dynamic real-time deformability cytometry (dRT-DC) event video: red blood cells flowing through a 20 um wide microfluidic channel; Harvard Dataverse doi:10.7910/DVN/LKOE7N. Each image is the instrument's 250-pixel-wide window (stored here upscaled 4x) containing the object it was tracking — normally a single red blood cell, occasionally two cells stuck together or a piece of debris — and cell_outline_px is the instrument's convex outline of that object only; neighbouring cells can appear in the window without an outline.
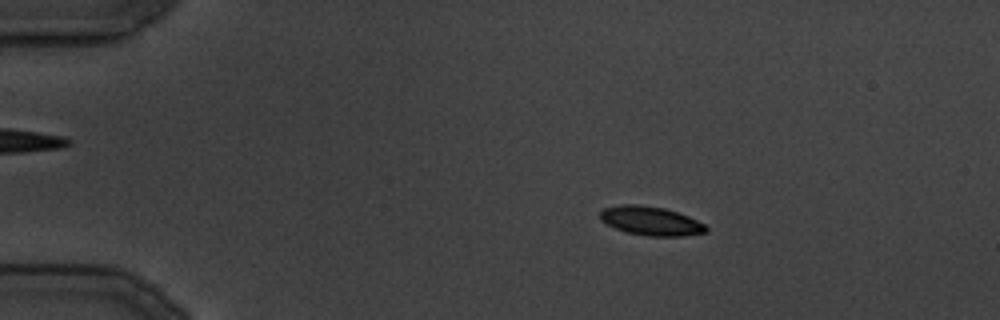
{"species": "common noctule bat (a hibernating species)", "species_latin": "Nyctalus noctula", "temperature_condition": "cold", "stored_images_in_passage": 18, "camera_frame_rate_fps": 3000, "um_per_image_px": 0.085, "animal": {"sex": "male", "body_mass_g": 19.5, "forearm_length_mm": 54.6}, "frame": {"image": 1, "passage_image": 7, "time_ms": 7.667, "image_size_px": [1000, 320], "cell_outline_px": [[708, 232], [684, 236], [648, 236], [624, 232], [600, 220], [600, 212], [604, 208], [620, 204], [640, 204], [664, 208], [688, 216], [704, 224], [708, 228]], "centroid_in_image_um": [55.32, 18.78], "position_along_channel_um": 29.7, "area_um2": 17.92}}
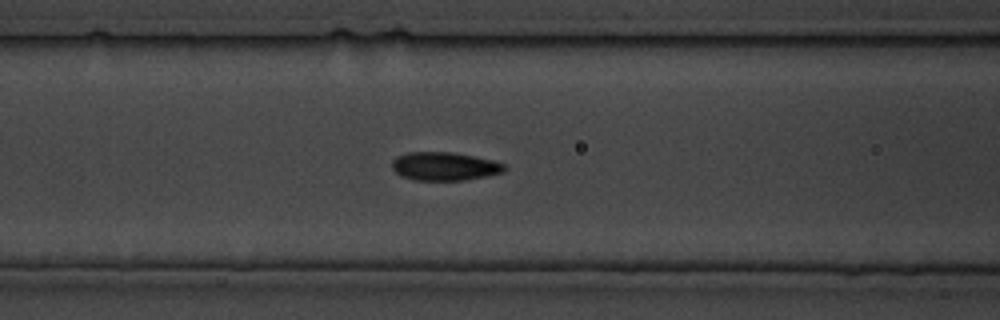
{"frame": {"image": 2, "passage_image": 15, "time_ms": 18.0, "image_size_px": [1000, 320], "cell_outline_px": [[508, 168], [504, 172], [464, 180], [416, 180], [400, 176], [392, 168], [392, 160], [396, 156], [408, 152], [452, 152], [492, 160], [504, 164]], "centroid_in_image_um": [37.76, 14.13], "position_along_channel_um": 128.8, "area_um2": 18.55}}
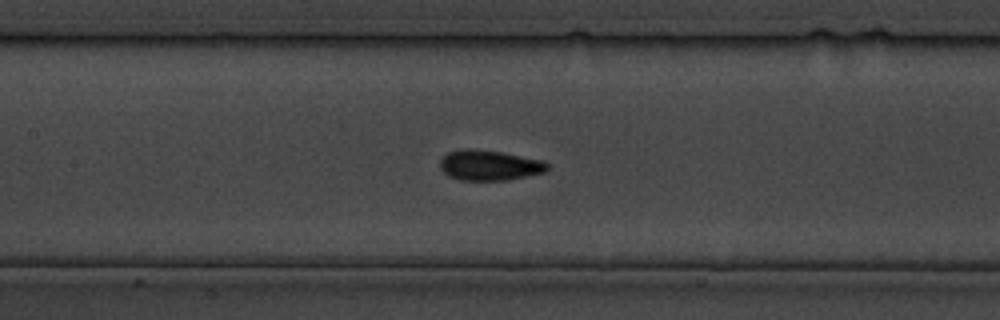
{"frame": {"image": 3, "passage_image": 17, "time_ms": 20.333, "image_size_px": [1000, 320], "cell_outline_px": [[548, 168], [544, 172], [508, 180], [460, 180], [448, 176], [440, 168], [440, 160], [448, 152], [468, 148], [500, 152], [544, 160], [548, 164]], "centroid_in_image_um": [41.59, 14.05], "position_along_channel_um": 165.8, "area_um2": 18.84}}